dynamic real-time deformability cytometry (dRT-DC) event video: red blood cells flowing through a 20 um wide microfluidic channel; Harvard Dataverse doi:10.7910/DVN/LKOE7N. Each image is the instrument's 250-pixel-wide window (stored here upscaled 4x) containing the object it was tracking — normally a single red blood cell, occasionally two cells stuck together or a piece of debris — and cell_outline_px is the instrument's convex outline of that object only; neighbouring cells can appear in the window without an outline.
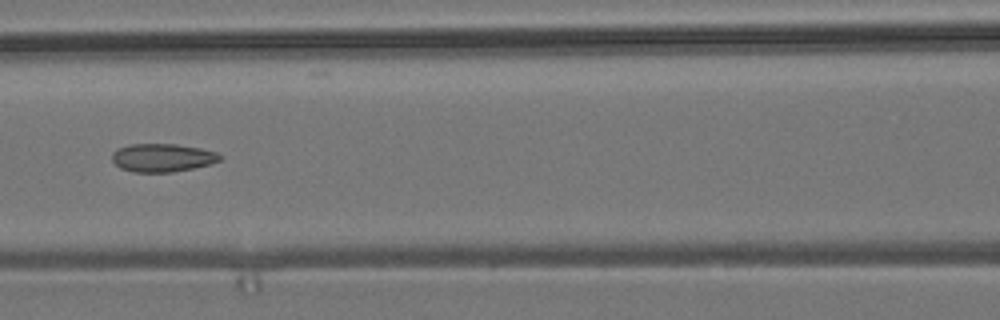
{"species": "common noctule bat (a hibernating species)", "species_latin": "Nyctalus noctula", "temperature_condition": "room temperature", "stored_images_in_passage": 7, "camera_frame_rate_fps": 3000, "um_per_image_px": 0.085, "animal": {"sex": "male", "body_mass_g": 19.2, "forearm_length_mm": 51.8}, "frame": {"image": 1, "passage_image": 7, "time_ms": 2.0, "image_size_px": [1000, 320], "cell_outline_px": [[224, 156], [220, 160], [208, 164], [192, 168], [172, 172], [132, 172], [120, 168], [112, 160], [112, 152], [128, 144], [176, 144], [200, 148], [216, 152]], "centroid_in_image_um": [13.79, 13.4], "position_along_channel_um": 152.8, "area_um2": 17.69}}